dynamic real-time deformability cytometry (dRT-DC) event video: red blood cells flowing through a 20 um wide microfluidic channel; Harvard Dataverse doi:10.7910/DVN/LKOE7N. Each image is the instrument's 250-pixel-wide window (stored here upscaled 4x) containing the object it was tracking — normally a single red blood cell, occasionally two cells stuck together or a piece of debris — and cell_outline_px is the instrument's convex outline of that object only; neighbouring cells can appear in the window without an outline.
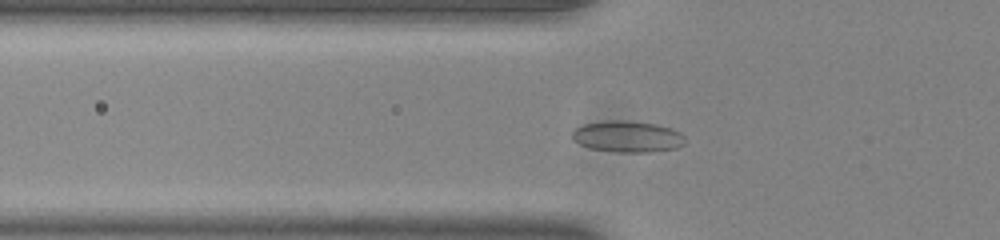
{"species": "common noctule bat (a hibernating species)", "species_latin": "Nyctalus noctula", "temperature_condition": "room temperature", "stored_images_in_passage": 46, "camera_frame_rate_fps": 3000, "um_per_image_px": 0.085, "animal": {"sex": "male", "body_mass_g": 20.0, "forearm_length_mm": 53.3}, "frame": {"image": 1, "passage_image": 12, "time_ms": 3.667, "image_size_px": [1000, 240], "cell_outline_px": [[684, 144], [676, 148], [648, 152], [616, 152], [592, 148], [580, 144], [572, 140], [572, 132], [576, 128], [584, 124], [604, 120], [620, 120], [656, 124], [672, 128], [680, 132], [684, 136]], "centroid_in_image_um": [53.33, 11.6], "position_along_channel_um": 72.5, "area_um2": 20.58}}
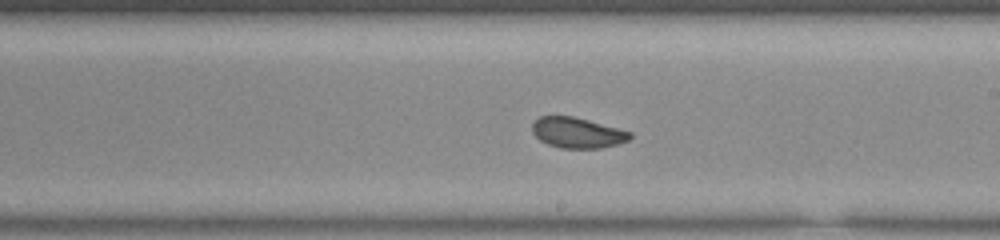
{"frame": {"image": 2, "passage_image": 25, "time_ms": 8.0, "image_size_px": [1000, 240], "cell_outline_px": [[632, 136], [628, 140], [616, 144], [600, 148], [560, 148], [548, 144], [540, 140], [532, 132], [532, 124], [540, 116], [572, 116], [588, 120], [632, 132]], "centroid_in_image_um": [49.06, 11.28], "position_along_channel_um": 239.9, "area_um2": 17.22}}
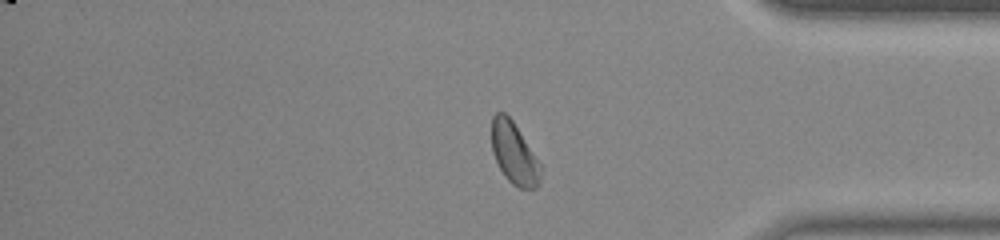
{"frame": {"image": 3, "passage_image": 38, "time_ms": 12.333, "image_size_px": [1000, 240], "cell_outline_px": [[540, 184], [536, 188], [520, 188], [512, 184], [508, 180], [500, 168], [492, 152], [492, 116], [496, 112], [504, 112], [512, 120], [540, 164]], "centroid_in_image_um": [43.68, 13.04], "position_along_channel_um": 391.5, "area_um2": 17.22}, "authors_computed_cell_mechanics": {"area_um2": 18.3804, "velocity_mm_per_s": 3.8679, "shape_relaxation_time_tau1_ms": 6.8391, "shape_relaxation_time_tau2_ms": 0.8634, "deformation_change_tau1": 0.1139, "deformation_change_tau2": 0.0461}}